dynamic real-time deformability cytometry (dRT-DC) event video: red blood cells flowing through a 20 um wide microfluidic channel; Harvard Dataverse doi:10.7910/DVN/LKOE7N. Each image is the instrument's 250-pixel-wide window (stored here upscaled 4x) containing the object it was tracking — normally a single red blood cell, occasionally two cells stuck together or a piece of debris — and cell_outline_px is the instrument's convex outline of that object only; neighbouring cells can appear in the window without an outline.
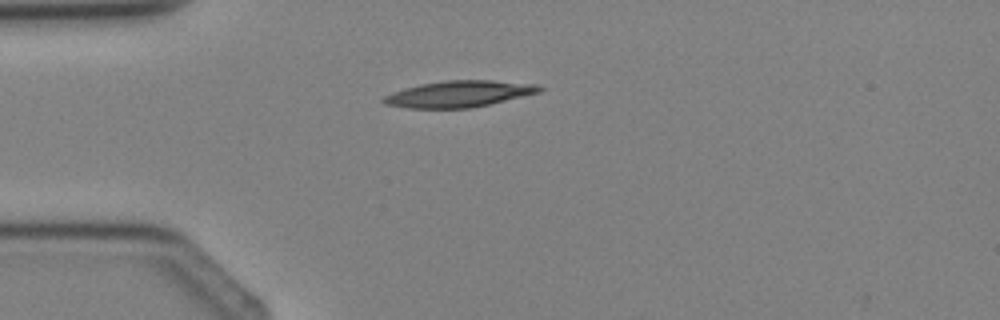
{"species": "Egyptian fruit bat (a non-hibernating species)", "species_latin": "Rousettus aegyptiacus", "temperature_condition": "cold", "stored_images_in_passage": 1, "camera_frame_rate_fps": 3000, "um_per_image_px": 0.085, "animal": {"sex": "female"}, "frame": {"image": 1, "passage_image": 1, "time_ms": 0.0, "image_size_px": [1000, 320], "cell_outline_px": [[544, 88], [540, 92], [472, 108], [408, 108], [384, 104], [380, 100], [384, 96], [392, 92], [404, 88], [420, 84], [448, 80], [488, 80], [536, 84]], "centroid_in_image_um": [38.98, 7.98], "position_along_channel_um": 46.0, "area_um2": 23.87}}